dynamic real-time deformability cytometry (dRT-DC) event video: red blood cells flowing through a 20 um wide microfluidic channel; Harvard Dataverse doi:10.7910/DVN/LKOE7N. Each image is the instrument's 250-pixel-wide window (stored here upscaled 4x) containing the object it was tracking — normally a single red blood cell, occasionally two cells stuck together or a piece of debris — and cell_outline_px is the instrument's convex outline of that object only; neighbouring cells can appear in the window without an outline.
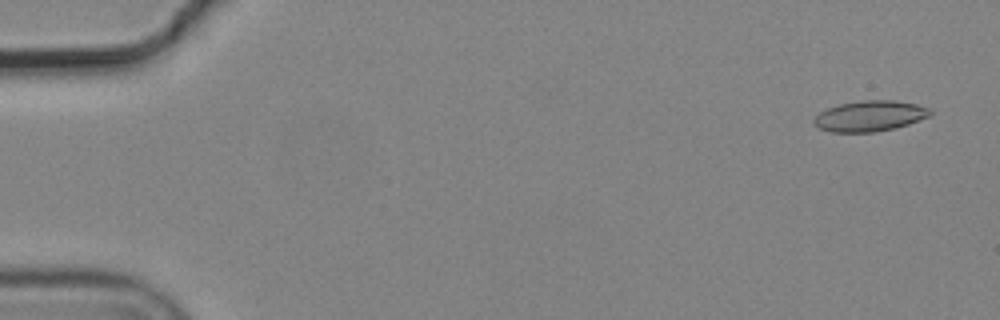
{"species": "common noctule bat (a hibernating species)", "species_latin": "Nyctalus noctula", "temperature_condition": "cold", "stored_images_in_passage": 7, "camera_frame_rate_fps": 3000, "um_per_image_px": 0.085, "animal": {"sex": "male", "body_mass_g": 19.2, "forearm_length_mm": 51.8}, "frame": {"image": 1, "passage_image": 1, "time_ms": 0.0, "image_size_px": [1000, 320], "cell_outline_px": [[932, 112], [928, 116], [908, 124], [896, 128], [876, 132], [832, 132], [820, 128], [812, 120], [820, 112], [828, 108], [840, 104], [864, 100], [896, 100], [916, 104], [932, 108]], "centroid_in_image_um": [73.97, 9.86], "position_along_channel_um": 11.0, "area_um2": 20.69}}